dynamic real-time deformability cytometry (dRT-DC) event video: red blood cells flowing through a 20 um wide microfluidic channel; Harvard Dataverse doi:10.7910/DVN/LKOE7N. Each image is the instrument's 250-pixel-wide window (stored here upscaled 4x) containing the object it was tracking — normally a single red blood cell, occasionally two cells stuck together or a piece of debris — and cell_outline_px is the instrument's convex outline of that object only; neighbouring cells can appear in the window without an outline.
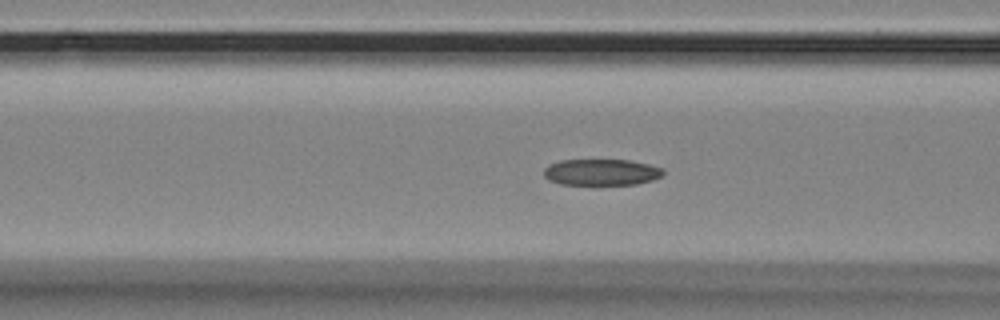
{"species": "Egyptian fruit bat (a non-hibernating species)", "species_latin": "Rousettus aegyptiacus", "temperature_condition": "room temperature", "stored_images_in_passage": 56, "camera_frame_rate_fps": 3000, "um_per_image_px": 0.085, "animal": {"sex": "female"}, "frame": {"image": 1, "passage_image": 21, "time_ms": 6.667, "image_size_px": [1000, 320], "cell_outline_px": [[664, 172], [660, 176], [652, 180], [636, 184], [592, 188], [560, 184], [548, 180], [544, 176], [544, 168], [548, 164], [560, 160], [628, 160], [648, 164], [664, 168]], "centroid_in_image_um": [51.06, 14.69], "position_along_channel_um": 115.5, "area_um2": 19.36}}
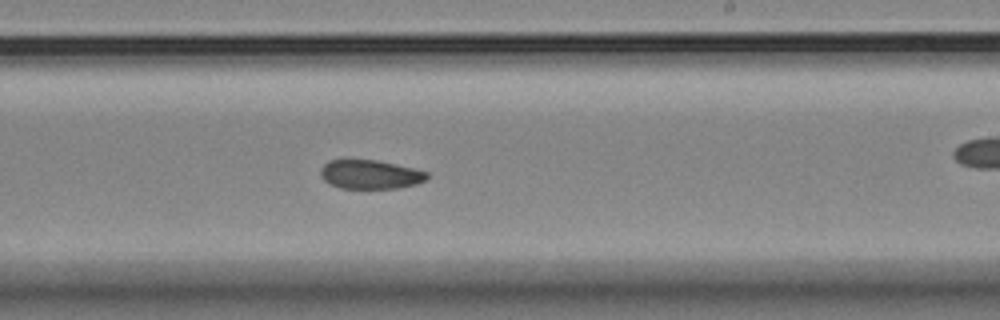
{"frame": {"image": 2, "passage_image": 33, "time_ms": 10.667, "image_size_px": [1000, 320], "cell_outline_px": [[428, 180], [416, 184], [396, 188], [340, 188], [328, 184], [320, 176], [320, 168], [328, 160], [376, 160], [412, 168], [428, 172]], "centroid_in_image_um": [31.44, 14.83], "position_along_channel_um": 257.6, "area_um2": 17.98}}
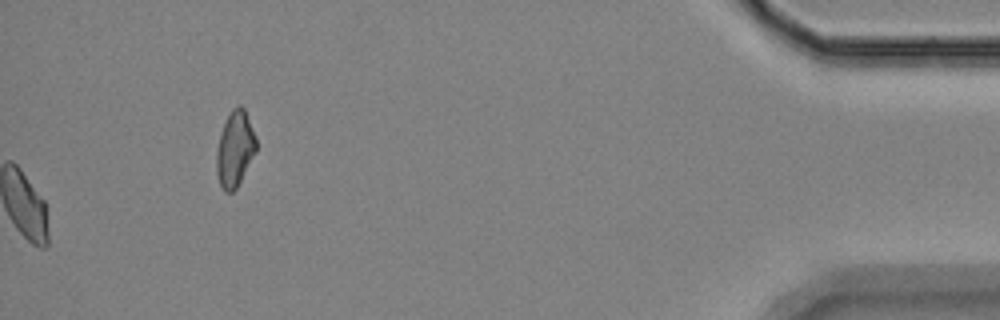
{"frame": {"image": 3, "passage_image": 56, "time_ms": 18.333, "image_size_px": [1000, 320], "cell_outline_px": [[256, 152], [236, 188], [232, 192], [224, 192], [220, 184], [216, 172], [216, 152], [220, 132], [232, 108], [240, 104], [244, 108], [256, 136]], "centroid_in_image_um": [19.96, 12.65], "position_along_channel_um": 415.2, "area_um2": 17.46}, "authors_computed_cell_mechanics": {"area_um2": 19.0162, "velocity_mm_per_s": 3.5528, "shape_relaxation_time_tau1_ms": null, "shape_relaxation_time_tau2_ms": 7.5684, "deformation_change_tau1": null, "deformation_change_tau2": 0.1128}}